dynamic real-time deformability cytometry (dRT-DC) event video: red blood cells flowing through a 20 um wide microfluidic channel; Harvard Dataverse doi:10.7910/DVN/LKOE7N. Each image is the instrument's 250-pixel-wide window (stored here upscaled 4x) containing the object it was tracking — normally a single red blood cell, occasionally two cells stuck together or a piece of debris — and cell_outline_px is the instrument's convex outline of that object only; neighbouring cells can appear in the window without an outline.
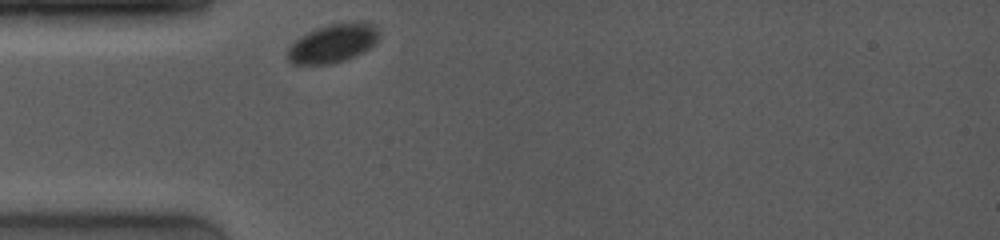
{"species": "common noctule bat (a hibernating species)", "species_latin": "Nyctalus noctula", "temperature_condition": "room temperature", "stored_images_in_passage": 1, "camera_frame_rate_fps": 4000, "um_per_image_px": 0.085, "animal": {"sex": "female", "body_mass_g": 19.0, "forearm_length_mm": 53.3}, "frame": {"image": 1, "passage_image": 1, "time_ms": 0.0, "image_size_px": [1000, 240], "cell_outline_px": [[376, 40], [368, 48], [356, 56], [332, 64], [292, 64], [288, 60], [288, 48], [300, 36], [308, 32], [332, 24], [360, 20], [372, 24], [376, 28]], "centroid_in_image_um": [28.27, 3.69], "position_along_channel_um": 56.7, "area_um2": 20.17}}